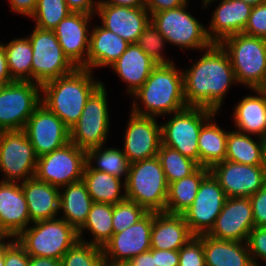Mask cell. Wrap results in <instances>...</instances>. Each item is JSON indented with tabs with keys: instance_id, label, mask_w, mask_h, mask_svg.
Masks as SVG:
<instances>
[{
	"instance_id": "6da1fadb",
	"label": "cell",
	"mask_w": 266,
	"mask_h": 266,
	"mask_svg": "<svg viewBox=\"0 0 266 266\" xmlns=\"http://www.w3.org/2000/svg\"><path fill=\"white\" fill-rule=\"evenodd\" d=\"M198 53L187 68L182 67L185 101L187 106L221 112L231 88L239 86L230 59L219 43Z\"/></svg>"
},
{
	"instance_id": "7a4b0ae2",
	"label": "cell",
	"mask_w": 266,
	"mask_h": 266,
	"mask_svg": "<svg viewBox=\"0 0 266 266\" xmlns=\"http://www.w3.org/2000/svg\"><path fill=\"white\" fill-rule=\"evenodd\" d=\"M129 99L131 112L158 119L188 107L179 63L158 64Z\"/></svg>"
},
{
	"instance_id": "3957f363",
	"label": "cell",
	"mask_w": 266,
	"mask_h": 266,
	"mask_svg": "<svg viewBox=\"0 0 266 266\" xmlns=\"http://www.w3.org/2000/svg\"><path fill=\"white\" fill-rule=\"evenodd\" d=\"M94 72L76 68L70 74L41 85V104L71 129L79 120L92 93L102 84Z\"/></svg>"
},
{
	"instance_id": "277c9868",
	"label": "cell",
	"mask_w": 266,
	"mask_h": 266,
	"mask_svg": "<svg viewBox=\"0 0 266 266\" xmlns=\"http://www.w3.org/2000/svg\"><path fill=\"white\" fill-rule=\"evenodd\" d=\"M219 44L227 52L239 87L263 89L266 84V39L238 33Z\"/></svg>"
},
{
	"instance_id": "5b68a950",
	"label": "cell",
	"mask_w": 266,
	"mask_h": 266,
	"mask_svg": "<svg viewBox=\"0 0 266 266\" xmlns=\"http://www.w3.org/2000/svg\"><path fill=\"white\" fill-rule=\"evenodd\" d=\"M190 3L191 0L178 8L153 13L151 23L165 38L170 48L175 46L176 50L178 48L182 52H199L213 43L208 37L207 26L194 12L192 14Z\"/></svg>"
},
{
	"instance_id": "8992f818",
	"label": "cell",
	"mask_w": 266,
	"mask_h": 266,
	"mask_svg": "<svg viewBox=\"0 0 266 266\" xmlns=\"http://www.w3.org/2000/svg\"><path fill=\"white\" fill-rule=\"evenodd\" d=\"M168 183L158 156L129 164L125 196L147 212H165Z\"/></svg>"
},
{
	"instance_id": "52a82bcc",
	"label": "cell",
	"mask_w": 266,
	"mask_h": 266,
	"mask_svg": "<svg viewBox=\"0 0 266 266\" xmlns=\"http://www.w3.org/2000/svg\"><path fill=\"white\" fill-rule=\"evenodd\" d=\"M15 239L29 256L61 260L79 237L73 226L56 217L31 223Z\"/></svg>"
},
{
	"instance_id": "ba28073f",
	"label": "cell",
	"mask_w": 266,
	"mask_h": 266,
	"mask_svg": "<svg viewBox=\"0 0 266 266\" xmlns=\"http://www.w3.org/2000/svg\"><path fill=\"white\" fill-rule=\"evenodd\" d=\"M107 85L102 84L87 100L78 122L70 129V142L85 151L108 144L111 121ZM111 114V115H110Z\"/></svg>"
},
{
	"instance_id": "9c48e42d",
	"label": "cell",
	"mask_w": 266,
	"mask_h": 266,
	"mask_svg": "<svg viewBox=\"0 0 266 266\" xmlns=\"http://www.w3.org/2000/svg\"><path fill=\"white\" fill-rule=\"evenodd\" d=\"M215 113L208 108L188 106L163 117L160 119L163 121H160L162 145L193 159L199 165V133Z\"/></svg>"
},
{
	"instance_id": "30bf717a",
	"label": "cell",
	"mask_w": 266,
	"mask_h": 266,
	"mask_svg": "<svg viewBox=\"0 0 266 266\" xmlns=\"http://www.w3.org/2000/svg\"><path fill=\"white\" fill-rule=\"evenodd\" d=\"M26 36L32 46V82L40 85L65 76L77 67L64 54L53 30L32 27Z\"/></svg>"
},
{
	"instance_id": "8fae6325",
	"label": "cell",
	"mask_w": 266,
	"mask_h": 266,
	"mask_svg": "<svg viewBox=\"0 0 266 266\" xmlns=\"http://www.w3.org/2000/svg\"><path fill=\"white\" fill-rule=\"evenodd\" d=\"M38 157L24 130L0 131V181L33 178Z\"/></svg>"
},
{
	"instance_id": "7c38bea8",
	"label": "cell",
	"mask_w": 266,
	"mask_h": 266,
	"mask_svg": "<svg viewBox=\"0 0 266 266\" xmlns=\"http://www.w3.org/2000/svg\"><path fill=\"white\" fill-rule=\"evenodd\" d=\"M41 105V85L14 81L0 86V131L23 130L33 112Z\"/></svg>"
},
{
	"instance_id": "4fadbf2b",
	"label": "cell",
	"mask_w": 266,
	"mask_h": 266,
	"mask_svg": "<svg viewBox=\"0 0 266 266\" xmlns=\"http://www.w3.org/2000/svg\"><path fill=\"white\" fill-rule=\"evenodd\" d=\"M86 166V151L74 143L38 158L34 177L58 188L82 180Z\"/></svg>"
},
{
	"instance_id": "5bb4252c",
	"label": "cell",
	"mask_w": 266,
	"mask_h": 266,
	"mask_svg": "<svg viewBox=\"0 0 266 266\" xmlns=\"http://www.w3.org/2000/svg\"><path fill=\"white\" fill-rule=\"evenodd\" d=\"M123 127L121 145L129 163L157 156L162 144L161 123L158 118L128 112Z\"/></svg>"
},
{
	"instance_id": "9a60e30c",
	"label": "cell",
	"mask_w": 266,
	"mask_h": 266,
	"mask_svg": "<svg viewBox=\"0 0 266 266\" xmlns=\"http://www.w3.org/2000/svg\"><path fill=\"white\" fill-rule=\"evenodd\" d=\"M226 199L219 182L209 173L200 183L193 203L182 214L194 236L211 231Z\"/></svg>"
},
{
	"instance_id": "2e32d148",
	"label": "cell",
	"mask_w": 266,
	"mask_h": 266,
	"mask_svg": "<svg viewBox=\"0 0 266 266\" xmlns=\"http://www.w3.org/2000/svg\"><path fill=\"white\" fill-rule=\"evenodd\" d=\"M227 198L250 197L266 183V165H246L224 160L210 168Z\"/></svg>"
},
{
	"instance_id": "e0dca14e",
	"label": "cell",
	"mask_w": 266,
	"mask_h": 266,
	"mask_svg": "<svg viewBox=\"0 0 266 266\" xmlns=\"http://www.w3.org/2000/svg\"><path fill=\"white\" fill-rule=\"evenodd\" d=\"M23 130L38 158L70 142V129L43 104L33 112Z\"/></svg>"
},
{
	"instance_id": "ac0fdd59",
	"label": "cell",
	"mask_w": 266,
	"mask_h": 266,
	"mask_svg": "<svg viewBox=\"0 0 266 266\" xmlns=\"http://www.w3.org/2000/svg\"><path fill=\"white\" fill-rule=\"evenodd\" d=\"M213 5L215 8L209 15V23H206L212 43H220L226 37L243 33L252 10L251 5L239 0H207L200 7L208 11Z\"/></svg>"
},
{
	"instance_id": "d6986e66",
	"label": "cell",
	"mask_w": 266,
	"mask_h": 266,
	"mask_svg": "<svg viewBox=\"0 0 266 266\" xmlns=\"http://www.w3.org/2000/svg\"><path fill=\"white\" fill-rule=\"evenodd\" d=\"M95 18L94 15L71 12L53 29L64 54L77 68L87 69L90 33Z\"/></svg>"
},
{
	"instance_id": "ffe728a7",
	"label": "cell",
	"mask_w": 266,
	"mask_h": 266,
	"mask_svg": "<svg viewBox=\"0 0 266 266\" xmlns=\"http://www.w3.org/2000/svg\"><path fill=\"white\" fill-rule=\"evenodd\" d=\"M254 227L249 197H231L226 199L208 235L219 240L247 242Z\"/></svg>"
},
{
	"instance_id": "44dd1931",
	"label": "cell",
	"mask_w": 266,
	"mask_h": 266,
	"mask_svg": "<svg viewBox=\"0 0 266 266\" xmlns=\"http://www.w3.org/2000/svg\"><path fill=\"white\" fill-rule=\"evenodd\" d=\"M95 19L109 31L122 37L128 43H137L139 36L151 22V15L145 7L132 8L99 1Z\"/></svg>"
},
{
	"instance_id": "7402d4cb",
	"label": "cell",
	"mask_w": 266,
	"mask_h": 266,
	"mask_svg": "<svg viewBox=\"0 0 266 266\" xmlns=\"http://www.w3.org/2000/svg\"><path fill=\"white\" fill-rule=\"evenodd\" d=\"M153 212H148L136 224L122 232L113 233L102 248L105 261H130L151 249Z\"/></svg>"
},
{
	"instance_id": "603a6c76",
	"label": "cell",
	"mask_w": 266,
	"mask_h": 266,
	"mask_svg": "<svg viewBox=\"0 0 266 266\" xmlns=\"http://www.w3.org/2000/svg\"><path fill=\"white\" fill-rule=\"evenodd\" d=\"M30 224L21 183L0 181V234L16 238Z\"/></svg>"
},
{
	"instance_id": "cb8c5ba5",
	"label": "cell",
	"mask_w": 266,
	"mask_h": 266,
	"mask_svg": "<svg viewBox=\"0 0 266 266\" xmlns=\"http://www.w3.org/2000/svg\"><path fill=\"white\" fill-rule=\"evenodd\" d=\"M231 110L234 130L266 140V92L263 89H248Z\"/></svg>"
},
{
	"instance_id": "d4e9b609",
	"label": "cell",
	"mask_w": 266,
	"mask_h": 266,
	"mask_svg": "<svg viewBox=\"0 0 266 266\" xmlns=\"http://www.w3.org/2000/svg\"><path fill=\"white\" fill-rule=\"evenodd\" d=\"M157 65L137 43H131L108 71L115 73L125 87V94L130 97L145 83Z\"/></svg>"
},
{
	"instance_id": "484cf974",
	"label": "cell",
	"mask_w": 266,
	"mask_h": 266,
	"mask_svg": "<svg viewBox=\"0 0 266 266\" xmlns=\"http://www.w3.org/2000/svg\"><path fill=\"white\" fill-rule=\"evenodd\" d=\"M129 44L122 37L104 28L96 19L90 33L87 69L92 72L102 68L108 70L126 51Z\"/></svg>"
},
{
	"instance_id": "4316f807",
	"label": "cell",
	"mask_w": 266,
	"mask_h": 266,
	"mask_svg": "<svg viewBox=\"0 0 266 266\" xmlns=\"http://www.w3.org/2000/svg\"><path fill=\"white\" fill-rule=\"evenodd\" d=\"M31 223L59 217L60 188L29 178L21 183Z\"/></svg>"
},
{
	"instance_id": "83f0119b",
	"label": "cell",
	"mask_w": 266,
	"mask_h": 266,
	"mask_svg": "<svg viewBox=\"0 0 266 266\" xmlns=\"http://www.w3.org/2000/svg\"><path fill=\"white\" fill-rule=\"evenodd\" d=\"M193 237L183 215L153 212L152 249L179 251Z\"/></svg>"
},
{
	"instance_id": "f1b7e54d",
	"label": "cell",
	"mask_w": 266,
	"mask_h": 266,
	"mask_svg": "<svg viewBox=\"0 0 266 266\" xmlns=\"http://www.w3.org/2000/svg\"><path fill=\"white\" fill-rule=\"evenodd\" d=\"M200 236L206 266H255L247 242L219 240L208 234Z\"/></svg>"
},
{
	"instance_id": "f546056e",
	"label": "cell",
	"mask_w": 266,
	"mask_h": 266,
	"mask_svg": "<svg viewBox=\"0 0 266 266\" xmlns=\"http://www.w3.org/2000/svg\"><path fill=\"white\" fill-rule=\"evenodd\" d=\"M216 112L201 128L198 138L199 166L211 168L226 159L227 136L230 128L221 127ZM219 123V124H218ZM227 128V129H226Z\"/></svg>"
},
{
	"instance_id": "4dcf8cb0",
	"label": "cell",
	"mask_w": 266,
	"mask_h": 266,
	"mask_svg": "<svg viewBox=\"0 0 266 266\" xmlns=\"http://www.w3.org/2000/svg\"><path fill=\"white\" fill-rule=\"evenodd\" d=\"M92 203L82 180L63 186L60 188L59 217L78 231L86 222Z\"/></svg>"
},
{
	"instance_id": "1f68e13d",
	"label": "cell",
	"mask_w": 266,
	"mask_h": 266,
	"mask_svg": "<svg viewBox=\"0 0 266 266\" xmlns=\"http://www.w3.org/2000/svg\"><path fill=\"white\" fill-rule=\"evenodd\" d=\"M225 160L246 165H266V140L231 128L227 136Z\"/></svg>"
},
{
	"instance_id": "d6a6232c",
	"label": "cell",
	"mask_w": 266,
	"mask_h": 266,
	"mask_svg": "<svg viewBox=\"0 0 266 266\" xmlns=\"http://www.w3.org/2000/svg\"><path fill=\"white\" fill-rule=\"evenodd\" d=\"M82 181L93 202L115 205L123 201L125 196V182L109 173L91 169L87 164Z\"/></svg>"
},
{
	"instance_id": "836d02e7",
	"label": "cell",
	"mask_w": 266,
	"mask_h": 266,
	"mask_svg": "<svg viewBox=\"0 0 266 266\" xmlns=\"http://www.w3.org/2000/svg\"><path fill=\"white\" fill-rule=\"evenodd\" d=\"M210 168L199 166L191 175L168 184L165 213L182 215L193 203Z\"/></svg>"
},
{
	"instance_id": "e575fe53",
	"label": "cell",
	"mask_w": 266,
	"mask_h": 266,
	"mask_svg": "<svg viewBox=\"0 0 266 266\" xmlns=\"http://www.w3.org/2000/svg\"><path fill=\"white\" fill-rule=\"evenodd\" d=\"M112 216L113 205L93 202L86 222L78 230L79 239L103 248L113 235Z\"/></svg>"
},
{
	"instance_id": "d590c367",
	"label": "cell",
	"mask_w": 266,
	"mask_h": 266,
	"mask_svg": "<svg viewBox=\"0 0 266 266\" xmlns=\"http://www.w3.org/2000/svg\"><path fill=\"white\" fill-rule=\"evenodd\" d=\"M107 145L87 150L86 164L93 170L109 173L125 182L130 163L120 145Z\"/></svg>"
},
{
	"instance_id": "8d00e7d4",
	"label": "cell",
	"mask_w": 266,
	"mask_h": 266,
	"mask_svg": "<svg viewBox=\"0 0 266 266\" xmlns=\"http://www.w3.org/2000/svg\"><path fill=\"white\" fill-rule=\"evenodd\" d=\"M6 53L8 69L14 81L32 82V53L29 39L25 36L13 37L9 42H2Z\"/></svg>"
},
{
	"instance_id": "74e56055",
	"label": "cell",
	"mask_w": 266,
	"mask_h": 266,
	"mask_svg": "<svg viewBox=\"0 0 266 266\" xmlns=\"http://www.w3.org/2000/svg\"><path fill=\"white\" fill-rule=\"evenodd\" d=\"M157 156L168 184L191 175L199 167L198 163L193 159L162 144Z\"/></svg>"
},
{
	"instance_id": "f35d334b",
	"label": "cell",
	"mask_w": 266,
	"mask_h": 266,
	"mask_svg": "<svg viewBox=\"0 0 266 266\" xmlns=\"http://www.w3.org/2000/svg\"><path fill=\"white\" fill-rule=\"evenodd\" d=\"M70 13L65 0H38L30 19L39 29L53 30Z\"/></svg>"
},
{
	"instance_id": "ab89813d",
	"label": "cell",
	"mask_w": 266,
	"mask_h": 266,
	"mask_svg": "<svg viewBox=\"0 0 266 266\" xmlns=\"http://www.w3.org/2000/svg\"><path fill=\"white\" fill-rule=\"evenodd\" d=\"M137 44L157 64L175 63V58L169 56L168 43L156 27L150 22L139 36ZM167 45V46H166Z\"/></svg>"
},
{
	"instance_id": "60d3db41",
	"label": "cell",
	"mask_w": 266,
	"mask_h": 266,
	"mask_svg": "<svg viewBox=\"0 0 266 266\" xmlns=\"http://www.w3.org/2000/svg\"><path fill=\"white\" fill-rule=\"evenodd\" d=\"M61 266H103L102 248L78 239L62 257Z\"/></svg>"
},
{
	"instance_id": "b9f144b4",
	"label": "cell",
	"mask_w": 266,
	"mask_h": 266,
	"mask_svg": "<svg viewBox=\"0 0 266 266\" xmlns=\"http://www.w3.org/2000/svg\"><path fill=\"white\" fill-rule=\"evenodd\" d=\"M148 212L136 202L125 198L113 205V233L122 232L136 224Z\"/></svg>"
},
{
	"instance_id": "7bdbcfd3",
	"label": "cell",
	"mask_w": 266,
	"mask_h": 266,
	"mask_svg": "<svg viewBox=\"0 0 266 266\" xmlns=\"http://www.w3.org/2000/svg\"><path fill=\"white\" fill-rule=\"evenodd\" d=\"M179 266H206L201 236H194L179 250Z\"/></svg>"
},
{
	"instance_id": "ee69618b",
	"label": "cell",
	"mask_w": 266,
	"mask_h": 266,
	"mask_svg": "<svg viewBox=\"0 0 266 266\" xmlns=\"http://www.w3.org/2000/svg\"><path fill=\"white\" fill-rule=\"evenodd\" d=\"M247 245L254 265L265 266L266 227H254L253 230L249 233Z\"/></svg>"
},
{
	"instance_id": "f6af8a7d",
	"label": "cell",
	"mask_w": 266,
	"mask_h": 266,
	"mask_svg": "<svg viewBox=\"0 0 266 266\" xmlns=\"http://www.w3.org/2000/svg\"><path fill=\"white\" fill-rule=\"evenodd\" d=\"M244 34L266 39V1L252 7Z\"/></svg>"
},
{
	"instance_id": "bcb514c9",
	"label": "cell",
	"mask_w": 266,
	"mask_h": 266,
	"mask_svg": "<svg viewBox=\"0 0 266 266\" xmlns=\"http://www.w3.org/2000/svg\"><path fill=\"white\" fill-rule=\"evenodd\" d=\"M29 259L30 256L15 238L4 246V266H28Z\"/></svg>"
},
{
	"instance_id": "7dc6e473",
	"label": "cell",
	"mask_w": 266,
	"mask_h": 266,
	"mask_svg": "<svg viewBox=\"0 0 266 266\" xmlns=\"http://www.w3.org/2000/svg\"><path fill=\"white\" fill-rule=\"evenodd\" d=\"M255 227H266V183L249 197Z\"/></svg>"
},
{
	"instance_id": "c3c4849f",
	"label": "cell",
	"mask_w": 266,
	"mask_h": 266,
	"mask_svg": "<svg viewBox=\"0 0 266 266\" xmlns=\"http://www.w3.org/2000/svg\"><path fill=\"white\" fill-rule=\"evenodd\" d=\"M38 0H7L6 3L9 5V11L13 12L14 15L26 17L30 20V17L35 12Z\"/></svg>"
},
{
	"instance_id": "681fc988",
	"label": "cell",
	"mask_w": 266,
	"mask_h": 266,
	"mask_svg": "<svg viewBox=\"0 0 266 266\" xmlns=\"http://www.w3.org/2000/svg\"><path fill=\"white\" fill-rule=\"evenodd\" d=\"M157 266H179V251L150 249Z\"/></svg>"
},
{
	"instance_id": "f907efd6",
	"label": "cell",
	"mask_w": 266,
	"mask_h": 266,
	"mask_svg": "<svg viewBox=\"0 0 266 266\" xmlns=\"http://www.w3.org/2000/svg\"><path fill=\"white\" fill-rule=\"evenodd\" d=\"M71 12L96 15L100 0H65Z\"/></svg>"
},
{
	"instance_id": "816d5d0a",
	"label": "cell",
	"mask_w": 266,
	"mask_h": 266,
	"mask_svg": "<svg viewBox=\"0 0 266 266\" xmlns=\"http://www.w3.org/2000/svg\"><path fill=\"white\" fill-rule=\"evenodd\" d=\"M189 0H145V8L150 15L159 11L178 8L186 4Z\"/></svg>"
},
{
	"instance_id": "f5cc1de1",
	"label": "cell",
	"mask_w": 266,
	"mask_h": 266,
	"mask_svg": "<svg viewBox=\"0 0 266 266\" xmlns=\"http://www.w3.org/2000/svg\"><path fill=\"white\" fill-rule=\"evenodd\" d=\"M14 82L12 79L6 58V53L3 48V44L0 41V86Z\"/></svg>"
},
{
	"instance_id": "db71d44e",
	"label": "cell",
	"mask_w": 266,
	"mask_h": 266,
	"mask_svg": "<svg viewBox=\"0 0 266 266\" xmlns=\"http://www.w3.org/2000/svg\"><path fill=\"white\" fill-rule=\"evenodd\" d=\"M133 266H157L155 256L150 251L143 252L130 260Z\"/></svg>"
},
{
	"instance_id": "11a10c76",
	"label": "cell",
	"mask_w": 266,
	"mask_h": 266,
	"mask_svg": "<svg viewBox=\"0 0 266 266\" xmlns=\"http://www.w3.org/2000/svg\"><path fill=\"white\" fill-rule=\"evenodd\" d=\"M28 266H61L60 259L30 256Z\"/></svg>"
},
{
	"instance_id": "9f6ffc18",
	"label": "cell",
	"mask_w": 266,
	"mask_h": 266,
	"mask_svg": "<svg viewBox=\"0 0 266 266\" xmlns=\"http://www.w3.org/2000/svg\"><path fill=\"white\" fill-rule=\"evenodd\" d=\"M107 4L132 8L145 7V0H103Z\"/></svg>"
},
{
	"instance_id": "6f0895ef",
	"label": "cell",
	"mask_w": 266,
	"mask_h": 266,
	"mask_svg": "<svg viewBox=\"0 0 266 266\" xmlns=\"http://www.w3.org/2000/svg\"><path fill=\"white\" fill-rule=\"evenodd\" d=\"M103 266H133L130 261H104Z\"/></svg>"
},
{
	"instance_id": "680465c9",
	"label": "cell",
	"mask_w": 266,
	"mask_h": 266,
	"mask_svg": "<svg viewBox=\"0 0 266 266\" xmlns=\"http://www.w3.org/2000/svg\"><path fill=\"white\" fill-rule=\"evenodd\" d=\"M12 238L7 236V235H3L0 234V251L4 248V246L11 240Z\"/></svg>"
},
{
	"instance_id": "91938a15",
	"label": "cell",
	"mask_w": 266,
	"mask_h": 266,
	"mask_svg": "<svg viewBox=\"0 0 266 266\" xmlns=\"http://www.w3.org/2000/svg\"><path fill=\"white\" fill-rule=\"evenodd\" d=\"M239 1H243L249 5H251L252 7L257 6L261 3H264L266 0H239Z\"/></svg>"
},
{
	"instance_id": "94428289",
	"label": "cell",
	"mask_w": 266,
	"mask_h": 266,
	"mask_svg": "<svg viewBox=\"0 0 266 266\" xmlns=\"http://www.w3.org/2000/svg\"><path fill=\"white\" fill-rule=\"evenodd\" d=\"M0 266H4V248L0 251Z\"/></svg>"
}]
</instances>
